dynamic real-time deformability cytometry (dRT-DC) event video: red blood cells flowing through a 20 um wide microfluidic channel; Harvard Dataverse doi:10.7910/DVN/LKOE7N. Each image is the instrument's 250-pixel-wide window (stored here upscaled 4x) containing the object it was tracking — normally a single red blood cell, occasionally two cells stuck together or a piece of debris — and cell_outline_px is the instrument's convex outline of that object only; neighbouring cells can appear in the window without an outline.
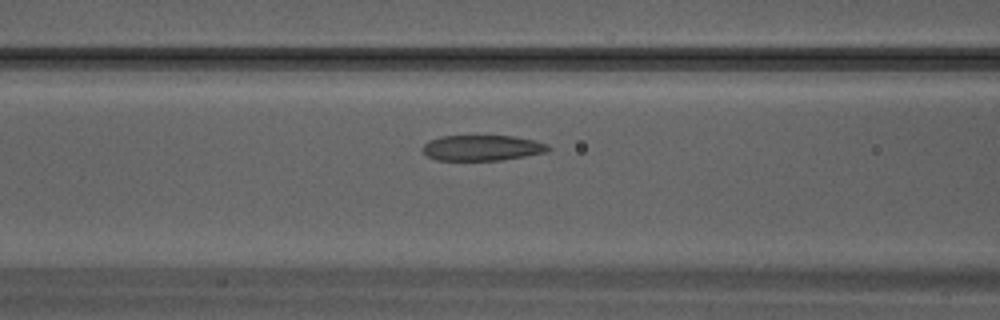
{"species": "Egyptian fruit bat (a non-hibernating species)", "species_latin": "Rousettus aegyptiacus", "temperature_condition": "warm", "stored_images_in_passage": 20, "camera_frame_rate_fps": 3000, "um_per_image_px": 0.085, "animal": {"sex": "male"}, "frame": {"image": 1, "passage_image": 4, "time_ms": 1.0, "image_size_px": [1000, 320], "cell_outline_px": [[552, 148], [548, 152], [500, 160], [436, 160], [428, 156], [424, 152], [424, 144], [428, 140], [440, 136], [512, 136], [532, 140], [548, 144]], "centroid_in_image_um": [40.99, 12.57], "position_along_channel_um": 125.6, "area_um2": 18.61}}
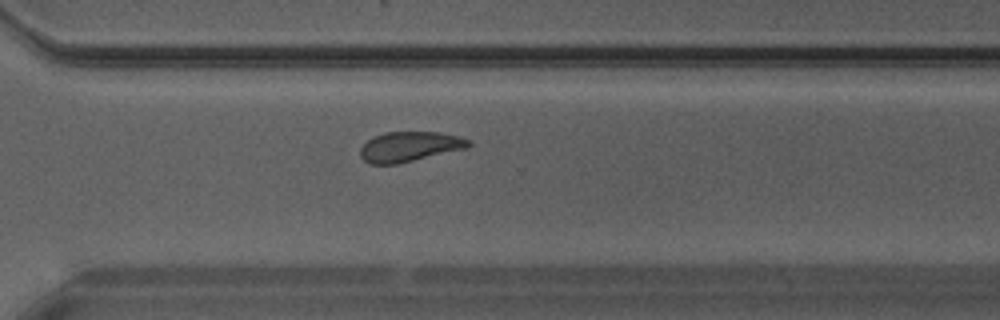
{"frame": {"image": 2, "passage_image": 14, "time_ms": 4.333, "image_size_px": [1000, 320], "cell_outline_px": [[472, 144], [468, 148], [396, 164], [368, 164], [360, 156], [360, 148], [372, 136], [384, 132], [440, 132], [456, 136], [468, 140]], "centroid_in_image_um": [34.78, 12.46], "position_along_channel_um": 335.8, "area_um2": 18.9}}